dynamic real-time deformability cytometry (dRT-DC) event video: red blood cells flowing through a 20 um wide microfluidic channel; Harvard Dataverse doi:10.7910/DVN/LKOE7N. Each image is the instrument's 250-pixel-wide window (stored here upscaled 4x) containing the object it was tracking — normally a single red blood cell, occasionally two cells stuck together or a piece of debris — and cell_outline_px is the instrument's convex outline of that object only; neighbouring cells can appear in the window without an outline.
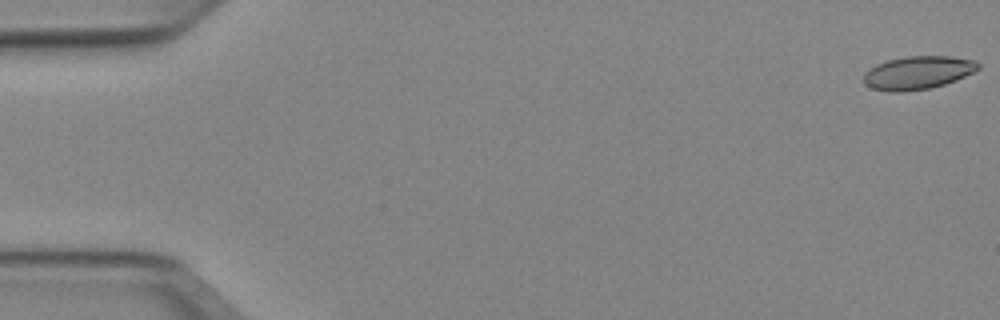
{"species": "Egyptian fruit bat (a non-hibernating species)", "species_latin": "Rousettus aegyptiacus", "temperature_condition": "cold", "stored_images_in_passage": 12, "camera_frame_rate_fps": 3000, "um_per_image_px": 0.085, "animal": {"sex": "female"}, "frame": {"image": 1, "passage_image": 1, "time_ms": 0.0, "image_size_px": [1000, 320], "cell_outline_px": [[980, 68], [956, 80], [932, 88], [900, 92], [888, 92], [872, 88], [864, 84], [864, 72], [876, 64], [888, 60], [908, 56], [952, 56], [976, 60], [980, 64]], "centroid_in_image_um": [78.01, 6.18], "position_along_channel_um": 7.0, "area_um2": 22.25}}